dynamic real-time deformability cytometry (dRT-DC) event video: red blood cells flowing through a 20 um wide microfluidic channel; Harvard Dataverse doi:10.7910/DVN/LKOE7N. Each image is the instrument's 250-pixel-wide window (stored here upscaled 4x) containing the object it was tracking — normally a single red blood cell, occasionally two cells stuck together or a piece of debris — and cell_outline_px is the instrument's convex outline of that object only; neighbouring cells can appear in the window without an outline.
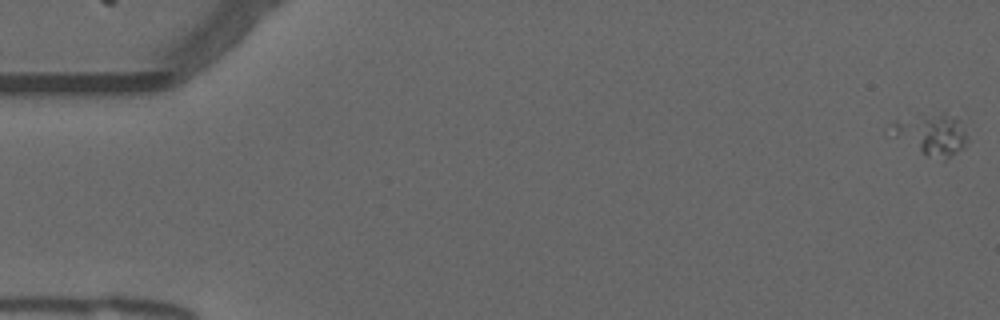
{"species": "common noctule bat (a hibernating species)", "species_latin": "Nyctalus noctula", "temperature_condition": "warm", "stored_images_in_passage": 2, "camera_frame_rate_fps": 3000, "um_per_image_px": 0.085, "animal": {"sex": "male", "forearm_length_mm": 52.5}, "frame": {"image": 1, "passage_image": 2, "time_ms": 0.333, "image_size_px": [1000, 320], "cell_outline_px": [[968, 136], [964, 148], [944, 160], [928, 156], [920, 148], [920, 144], [924, 116], [940, 112], [956, 116], [960, 120]], "centroid_in_image_um": [80.11, 11.53], "position_along_channel_um": 4.9, "area_um2": 12.48}}